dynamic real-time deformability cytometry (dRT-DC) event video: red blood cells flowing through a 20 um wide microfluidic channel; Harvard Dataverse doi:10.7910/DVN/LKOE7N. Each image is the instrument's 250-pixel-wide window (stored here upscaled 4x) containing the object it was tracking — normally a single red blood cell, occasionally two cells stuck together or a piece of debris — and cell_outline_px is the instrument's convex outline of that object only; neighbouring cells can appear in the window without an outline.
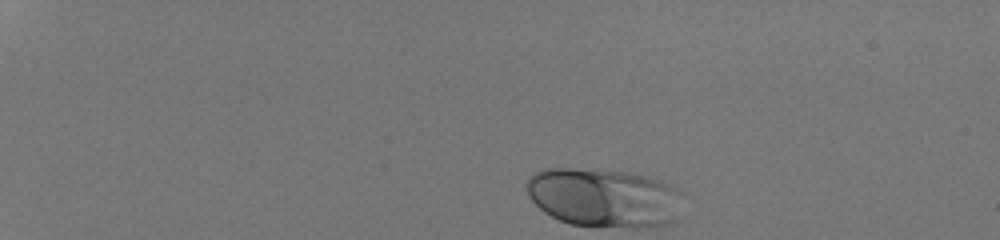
{"species": "human", "species_latin": "Homo sapiens", "temperature_condition": "room temperature", "stored_images_in_passage": 36, "camera_frame_rate_fps": 3000, "um_per_image_px": 0.085, "donor": {"sex": "male"}, "frame": {"image": 1, "passage_image": 1, "time_ms": 0.0, "image_size_px": [1000, 240], "cell_outline_px": [[652, 184], [628, 224], [572, 224], [560, 220], [544, 212], [532, 200], [528, 192], [528, 180], [532, 176], [540, 172], [592, 172], [632, 176], [644, 180]], "centroid_in_image_um": [49.98, 16.7], "position_along_channel_um": 35.0, "area_um2": 37.69}}
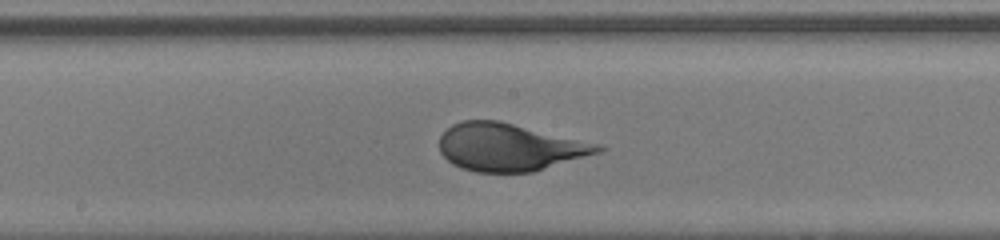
{"frame": {"image": 2, "passage_image": 21, "time_ms": 6.667, "image_size_px": [1000, 240], "cell_outline_px": [[604, 148], [600, 152], [532, 172], [476, 172], [464, 168], [448, 160], [440, 152], [440, 136], [452, 124], [464, 120], [496, 120], [512, 124]], "centroid_in_image_um": [43.16, 12.53], "position_along_channel_um": 205.0, "area_um2": 42.14}}
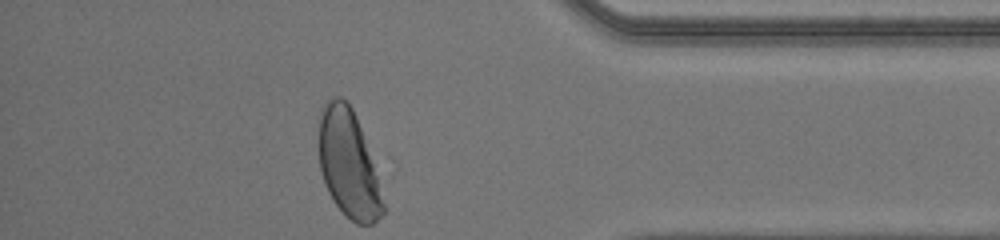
{"frame": {"image": 3, "passage_image": 36, "time_ms": 11.667, "image_size_px": [1000, 240], "cell_outline_px": [[384, 212], [372, 224], [356, 224], [336, 204], [328, 192], [320, 168], [320, 120], [324, 108], [336, 96], [340, 96], [352, 108], [360, 128], [376, 176], [384, 204]], "centroid_in_image_um": [29.61, 13.98], "position_along_channel_um": 405.6, "area_um2": 38.44}, "authors_computed_cell_mechanics": {"area_um2": 42.0206, "velocity_mm_per_s": 4.3135, "shape_relaxation_time_tau1_ms": 4.4486, "shape_relaxation_time_tau2_ms": null, "deformation_change_tau1": 0.1901, "deformation_change_tau2": null}}